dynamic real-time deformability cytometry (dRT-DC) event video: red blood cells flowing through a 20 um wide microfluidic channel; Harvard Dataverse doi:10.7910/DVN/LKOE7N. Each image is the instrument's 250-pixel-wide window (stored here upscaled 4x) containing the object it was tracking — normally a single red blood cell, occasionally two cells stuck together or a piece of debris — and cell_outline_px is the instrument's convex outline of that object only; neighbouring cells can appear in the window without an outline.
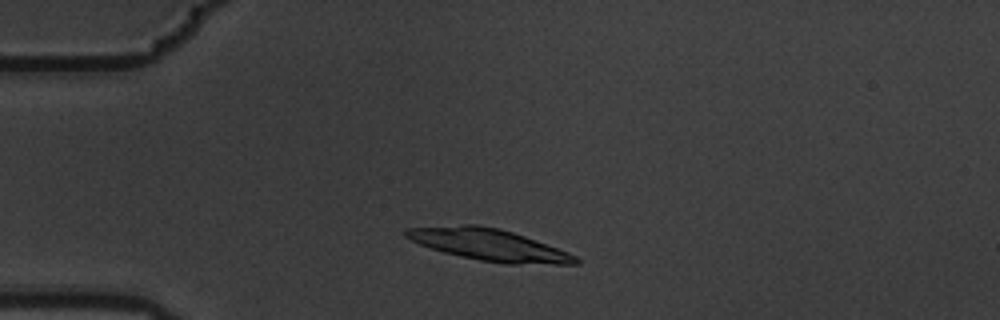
{"species": "common noctule bat (a hibernating species)", "species_latin": "Nyctalus noctula", "temperature_condition": "warm", "stored_images_in_passage": 6, "camera_frame_rate_fps": 3000, "um_per_image_px": 0.085, "animal": {"sex": "male", "body_mass_g": 19.5, "forearm_length_mm": 54.6}, "frame": {"image": 1, "passage_image": 2, "time_ms": 0.333, "image_size_px": [1000, 320], "cell_outline_px": [[580, 264], [504, 264], [480, 260], [460, 256], [444, 252], [420, 244], [404, 236], [404, 232], [408, 228], [464, 224], [476, 224], [500, 228], [524, 236], [568, 252], [576, 256], [580, 260]], "centroid_in_image_um": [41.58, 20.81], "position_along_channel_um": 43.4, "area_um2": 31.15}}
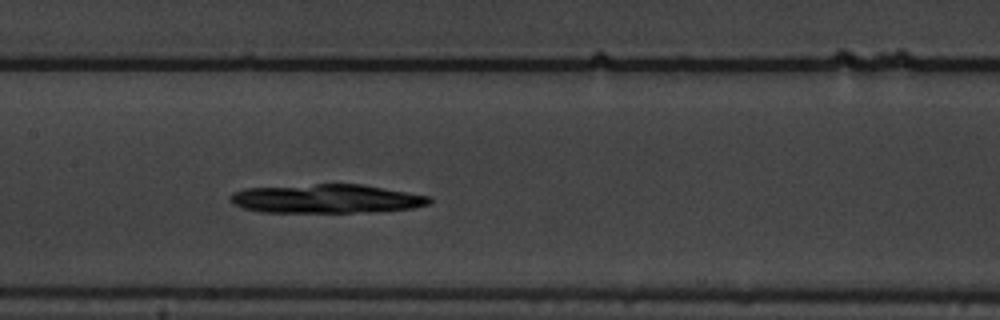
{"frame": {"image": 2, "passage_image": 6, "time_ms": 1.667, "image_size_px": [1000, 320], "cell_outline_px": [[432, 200], [428, 204], [412, 208], [372, 212], [260, 212], [244, 208], [232, 204], [228, 200], [228, 196], [232, 192], [244, 188], [316, 184], [364, 184], [432, 196]], "centroid_in_image_um": [27.73, 16.89], "position_along_channel_um": 179.7, "area_um2": 33.87}}